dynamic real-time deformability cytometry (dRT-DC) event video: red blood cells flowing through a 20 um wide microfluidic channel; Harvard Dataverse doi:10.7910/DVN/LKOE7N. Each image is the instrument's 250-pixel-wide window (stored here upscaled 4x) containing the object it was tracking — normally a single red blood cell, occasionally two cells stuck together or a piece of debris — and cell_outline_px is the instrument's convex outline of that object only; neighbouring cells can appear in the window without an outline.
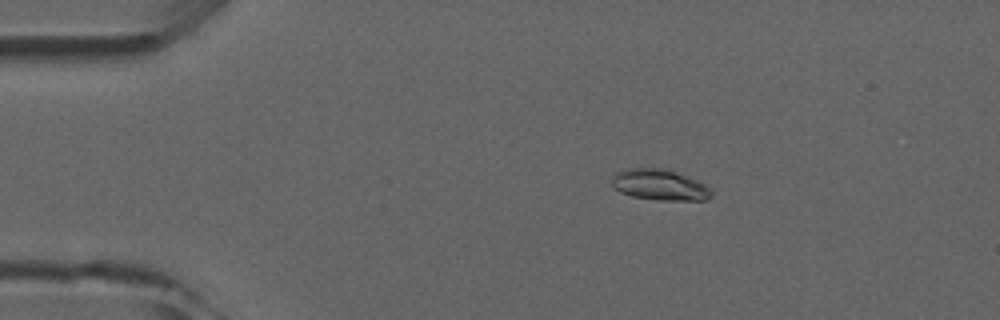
{"species": "common noctule bat (a hibernating species)", "species_latin": "Nyctalus noctula", "temperature_condition": "room temperature", "stored_images_in_passage": 7, "camera_frame_rate_fps": 3000, "um_per_image_px": 0.085, "animal": {"sex": "male", "forearm_length_mm": 52.5}, "frame": {"image": 1, "passage_image": 3, "time_ms": 2.333, "image_size_px": [1000, 320], "cell_outline_px": [[712, 196], [708, 200], [656, 200], [632, 196], [620, 192], [612, 188], [612, 176], [616, 172], [628, 168], [672, 168], [712, 188]], "centroid_in_image_um": [56.09, 15.7], "position_along_channel_um": 28.9, "area_um2": 18.38}}
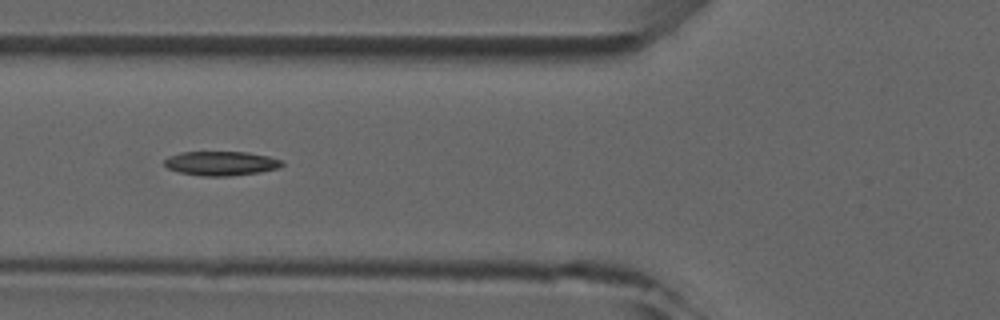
{"frame": {"image": 2, "passage_image": 6, "time_ms": 5.667, "image_size_px": [1000, 320], "cell_outline_px": [[284, 164], [280, 168], [260, 172], [232, 176], [200, 176], [180, 172], [168, 168], [164, 164], [164, 160], [168, 156], [180, 152], [248, 152], [268, 156], [284, 160]], "centroid_in_image_um": [18.82, 13.88], "position_along_channel_um": 107.0, "area_um2": 16.82}}
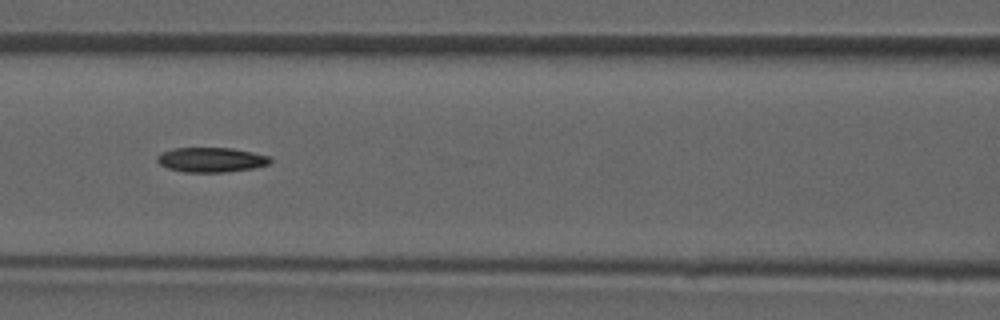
{"frame": {"image": 3, "passage_image": 7, "time_ms": 6.667, "image_size_px": [1000, 320], "cell_outline_px": [[272, 160], [268, 164], [252, 168], [224, 172], [184, 172], [168, 168], [160, 164], [156, 160], [156, 156], [160, 152], [172, 148], [232, 148], [252, 152], [268, 156]], "centroid_in_image_um": [17.89, 13.57], "position_along_channel_um": 148.7, "area_um2": 16.24}}